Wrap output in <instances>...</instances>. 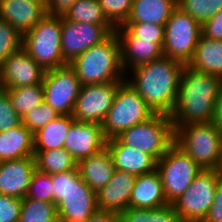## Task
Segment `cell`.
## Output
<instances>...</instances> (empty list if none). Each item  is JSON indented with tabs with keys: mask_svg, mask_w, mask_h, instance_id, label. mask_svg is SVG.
I'll return each mask as SVG.
<instances>
[{
	"mask_svg": "<svg viewBox=\"0 0 222 222\" xmlns=\"http://www.w3.org/2000/svg\"><path fill=\"white\" fill-rule=\"evenodd\" d=\"M222 78L184 66L175 106L169 115L173 128L212 122Z\"/></svg>",
	"mask_w": 222,
	"mask_h": 222,
	"instance_id": "6da1fadb",
	"label": "cell"
},
{
	"mask_svg": "<svg viewBox=\"0 0 222 222\" xmlns=\"http://www.w3.org/2000/svg\"><path fill=\"white\" fill-rule=\"evenodd\" d=\"M183 67L179 61L163 56L130 69L127 72H133V75L130 78L126 73L125 80L154 113L170 115L176 103Z\"/></svg>",
	"mask_w": 222,
	"mask_h": 222,
	"instance_id": "7a4b0ae2",
	"label": "cell"
},
{
	"mask_svg": "<svg viewBox=\"0 0 222 222\" xmlns=\"http://www.w3.org/2000/svg\"><path fill=\"white\" fill-rule=\"evenodd\" d=\"M69 65L74 69L81 85L123 82L126 78L115 31L101 43L74 58Z\"/></svg>",
	"mask_w": 222,
	"mask_h": 222,
	"instance_id": "3957f363",
	"label": "cell"
},
{
	"mask_svg": "<svg viewBox=\"0 0 222 222\" xmlns=\"http://www.w3.org/2000/svg\"><path fill=\"white\" fill-rule=\"evenodd\" d=\"M51 178L59 222H84L98 209L96 193L83 181L78 167Z\"/></svg>",
	"mask_w": 222,
	"mask_h": 222,
	"instance_id": "277c9868",
	"label": "cell"
},
{
	"mask_svg": "<svg viewBox=\"0 0 222 222\" xmlns=\"http://www.w3.org/2000/svg\"><path fill=\"white\" fill-rule=\"evenodd\" d=\"M62 15L46 14L23 35L22 48L44 71L68 64L61 52Z\"/></svg>",
	"mask_w": 222,
	"mask_h": 222,
	"instance_id": "5b68a950",
	"label": "cell"
},
{
	"mask_svg": "<svg viewBox=\"0 0 222 222\" xmlns=\"http://www.w3.org/2000/svg\"><path fill=\"white\" fill-rule=\"evenodd\" d=\"M122 144L161 159L175 143V131L167 114L155 113L148 120L126 129L116 137Z\"/></svg>",
	"mask_w": 222,
	"mask_h": 222,
	"instance_id": "8992f818",
	"label": "cell"
},
{
	"mask_svg": "<svg viewBox=\"0 0 222 222\" xmlns=\"http://www.w3.org/2000/svg\"><path fill=\"white\" fill-rule=\"evenodd\" d=\"M175 144L203 169L217 167L222 133L212 122L192 123L175 127Z\"/></svg>",
	"mask_w": 222,
	"mask_h": 222,
	"instance_id": "52a82bcc",
	"label": "cell"
},
{
	"mask_svg": "<svg viewBox=\"0 0 222 222\" xmlns=\"http://www.w3.org/2000/svg\"><path fill=\"white\" fill-rule=\"evenodd\" d=\"M155 113L137 91L124 80L116 91L111 109L102 123L106 140L116 138L126 129L142 123Z\"/></svg>",
	"mask_w": 222,
	"mask_h": 222,
	"instance_id": "ba28073f",
	"label": "cell"
},
{
	"mask_svg": "<svg viewBox=\"0 0 222 222\" xmlns=\"http://www.w3.org/2000/svg\"><path fill=\"white\" fill-rule=\"evenodd\" d=\"M164 33V56L188 65L202 35L201 24L177 6L164 24Z\"/></svg>",
	"mask_w": 222,
	"mask_h": 222,
	"instance_id": "9c48e42d",
	"label": "cell"
},
{
	"mask_svg": "<svg viewBox=\"0 0 222 222\" xmlns=\"http://www.w3.org/2000/svg\"><path fill=\"white\" fill-rule=\"evenodd\" d=\"M163 192L169 204L182 195L202 171L199 165L175 143L157 161Z\"/></svg>",
	"mask_w": 222,
	"mask_h": 222,
	"instance_id": "30bf717a",
	"label": "cell"
},
{
	"mask_svg": "<svg viewBox=\"0 0 222 222\" xmlns=\"http://www.w3.org/2000/svg\"><path fill=\"white\" fill-rule=\"evenodd\" d=\"M218 175L215 169H203L171 203L177 216L190 222H202L213 204Z\"/></svg>",
	"mask_w": 222,
	"mask_h": 222,
	"instance_id": "8fae6325",
	"label": "cell"
},
{
	"mask_svg": "<svg viewBox=\"0 0 222 222\" xmlns=\"http://www.w3.org/2000/svg\"><path fill=\"white\" fill-rule=\"evenodd\" d=\"M42 86L47 104L59 115H72L81 84L69 64L45 71Z\"/></svg>",
	"mask_w": 222,
	"mask_h": 222,
	"instance_id": "7c38bea8",
	"label": "cell"
},
{
	"mask_svg": "<svg viewBox=\"0 0 222 222\" xmlns=\"http://www.w3.org/2000/svg\"><path fill=\"white\" fill-rule=\"evenodd\" d=\"M122 82L81 85L72 118L78 122L102 125Z\"/></svg>",
	"mask_w": 222,
	"mask_h": 222,
	"instance_id": "4fadbf2b",
	"label": "cell"
},
{
	"mask_svg": "<svg viewBox=\"0 0 222 222\" xmlns=\"http://www.w3.org/2000/svg\"><path fill=\"white\" fill-rule=\"evenodd\" d=\"M115 29L113 25H94L71 21L62 15L61 52L63 59L69 64L81 53L105 40Z\"/></svg>",
	"mask_w": 222,
	"mask_h": 222,
	"instance_id": "5bb4252c",
	"label": "cell"
},
{
	"mask_svg": "<svg viewBox=\"0 0 222 222\" xmlns=\"http://www.w3.org/2000/svg\"><path fill=\"white\" fill-rule=\"evenodd\" d=\"M44 69L23 49L11 54L0 65L2 89L42 84Z\"/></svg>",
	"mask_w": 222,
	"mask_h": 222,
	"instance_id": "9a60e30c",
	"label": "cell"
},
{
	"mask_svg": "<svg viewBox=\"0 0 222 222\" xmlns=\"http://www.w3.org/2000/svg\"><path fill=\"white\" fill-rule=\"evenodd\" d=\"M106 147L102 126L97 123L74 121L69 128L64 148L77 163Z\"/></svg>",
	"mask_w": 222,
	"mask_h": 222,
	"instance_id": "2e32d148",
	"label": "cell"
},
{
	"mask_svg": "<svg viewBox=\"0 0 222 222\" xmlns=\"http://www.w3.org/2000/svg\"><path fill=\"white\" fill-rule=\"evenodd\" d=\"M120 44L121 64L125 73L136 66L160 59L163 43L134 37L124 26L115 29ZM129 68V69H128Z\"/></svg>",
	"mask_w": 222,
	"mask_h": 222,
	"instance_id": "e0dca14e",
	"label": "cell"
},
{
	"mask_svg": "<svg viewBox=\"0 0 222 222\" xmlns=\"http://www.w3.org/2000/svg\"><path fill=\"white\" fill-rule=\"evenodd\" d=\"M35 170L34 156L0 162V193L25 198Z\"/></svg>",
	"mask_w": 222,
	"mask_h": 222,
	"instance_id": "ac0fdd59",
	"label": "cell"
},
{
	"mask_svg": "<svg viewBox=\"0 0 222 222\" xmlns=\"http://www.w3.org/2000/svg\"><path fill=\"white\" fill-rule=\"evenodd\" d=\"M46 0H0V19L8 21L22 36L46 14Z\"/></svg>",
	"mask_w": 222,
	"mask_h": 222,
	"instance_id": "d6986e66",
	"label": "cell"
},
{
	"mask_svg": "<svg viewBox=\"0 0 222 222\" xmlns=\"http://www.w3.org/2000/svg\"><path fill=\"white\" fill-rule=\"evenodd\" d=\"M136 177L129 171L115 170L110 181L96 193L97 208L116 213L127 209Z\"/></svg>",
	"mask_w": 222,
	"mask_h": 222,
	"instance_id": "ffe728a7",
	"label": "cell"
},
{
	"mask_svg": "<svg viewBox=\"0 0 222 222\" xmlns=\"http://www.w3.org/2000/svg\"><path fill=\"white\" fill-rule=\"evenodd\" d=\"M106 147L116 170L129 171L132 175L139 176L156 169L157 161L151 155L132 149L117 138L106 140Z\"/></svg>",
	"mask_w": 222,
	"mask_h": 222,
	"instance_id": "44dd1931",
	"label": "cell"
},
{
	"mask_svg": "<svg viewBox=\"0 0 222 222\" xmlns=\"http://www.w3.org/2000/svg\"><path fill=\"white\" fill-rule=\"evenodd\" d=\"M168 204L163 192L161 177L156 169L136 177L129 198V207L157 209Z\"/></svg>",
	"mask_w": 222,
	"mask_h": 222,
	"instance_id": "7402d4cb",
	"label": "cell"
},
{
	"mask_svg": "<svg viewBox=\"0 0 222 222\" xmlns=\"http://www.w3.org/2000/svg\"><path fill=\"white\" fill-rule=\"evenodd\" d=\"M83 181L95 192H99L112 178L115 167L107 147L78 162Z\"/></svg>",
	"mask_w": 222,
	"mask_h": 222,
	"instance_id": "603a6c76",
	"label": "cell"
},
{
	"mask_svg": "<svg viewBox=\"0 0 222 222\" xmlns=\"http://www.w3.org/2000/svg\"><path fill=\"white\" fill-rule=\"evenodd\" d=\"M34 156V136L23 124L0 132V162Z\"/></svg>",
	"mask_w": 222,
	"mask_h": 222,
	"instance_id": "cb8c5ba5",
	"label": "cell"
},
{
	"mask_svg": "<svg viewBox=\"0 0 222 222\" xmlns=\"http://www.w3.org/2000/svg\"><path fill=\"white\" fill-rule=\"evenodd\" d=\"M188 66L222 78V41L207 39L201 35Z\"/></svg>",
	"mask_w": 222,
	"mask_h": 222,
	"instance_id": "d4e9b609",
	"label": "cell"
},
{
	"mask_svg": "<svg viewBox=\"0 0 222 222\" xmlns=\"http://www.w3.org/2000/svg\"><path fill=\"white\" fill-rule=\"evenodd\" d=\"M176 7L177 0H133L126 22L164 25Z\"/></svg>",
	"mask_w": 222,
	"mask_h": 222,
	"instance_id": "484cf974",
	"label": "cell"
},
{
	"mask_svg": "<svg viewBox=\"0 0 222 222\" xmlns=\"http://www.w3.org/2000/svg\"><path fill=\"white\" fill-rule=\"evenodd\" d=\"M75 120L72 115H59L44 128L33 134L34 151H47L64 147L70 125Z\"/></svg>",
	"mask_w": 222,
	"mask_h": 222,
	"instance_id": "4316f807",
	"label": "cell"
},
{
	"mask_svg": "<svg viewBox=\"0 0 222 222\" xmlns=\"http://www.w3.org/2000/svg\"><path fill=\"white\" fill-rule=\"evenodd\" d=\"M36 170L45 174H59L77 168V161L64 147L34 151Z\"/></svg>",
	"mask_w": 222,
	"mask_h": 222,
	"instance_id": "83f0119b",
	"label": "cell"
},
{
	"mask_svg": "<svg viewBox=\"0 0 222 222\" xmlns=\"http://www.w3.org/2000/svg\"><path fill=\"white\" fill-rule=\"evenodd\" d=\"M3 90L9 95L12 107L21 118L37 108L44 101L42 84Z\"/></svg>",
	"mask_w": 222,
	"mask_h": 222,
	"instance_id": "f1b7e54d",
	"label": "cell"
},
{
	"mask_svg": "<svg viewBox=\"0 0 222 222\" xmlns=\"http://www.w3.org/2000/svg\"><path fill=\"white\" fill-rule=\"evenodd\" d=\"M66 19L94 25H112L103 13L99 0H77L63 14Z\"/></svg>",
	"mask_w": 222,
	"mask_h": 222,
	"instance_id": "f546056e",
	"label": "cell"
},
{
	"mask_svg": "<svg viewBox=\"0 0 222 222\" xmlns=\"http://www.w3.org/2000/svg\"><path fill=\"white\" fill-rule=\"evenodd\" d=\"M19 222H59L54 202L22 199Z\"/></svg>",
	"mask_w": 222,
	"mask_h": 222,
	"instance_id": "4dcf8cb0",
	"label": "cell"
},
{
	"mask_svg": "<svg viewBox=\"0 0 222 222\" xmlns=\"http://www.w3.org/2000/svg\"><path fill=\"white\" fill-rule=\"evenodd\" d=\"M177 6L202 25L222 9V0H177Z\"/></svg>",
	"mask_w": 222,
	"mask_h": 222,
	"instance_id": "1f68e13d",
	"label": "cell"
},
{
	"mask_svg": "<svg viewBox=\"0 0 222 222\" xmlns=\"http://www.w3.org/2000/svg\"><path fill=\"white\" fill-rule=\"evenodd\" d=\"M23 36L6 20L0 19V65L22 48Z\"/></svg>",
	"mask_w": 222,
	"mask_h": 222,
	"instance_id": "d6a6232c",
	"label": "cell"
},
{
	"mask_svg": "<svg viewBox=\"0 0 222 222\" xmlns=\"http://www.w3.org/2000/svg\"><path fill=\"white\" fill-rule=\"evenodd\" d=\"M99 3L107 20L116 28L126 22L133 0H99Z\"/></svg>",
	"mask_w": 222,
	"mask_h": 222,
	"instance_id": "836d02e7",
	"label": "cell"
},
{
	"mask_svg": "<svg viewBox=\"0 0 222 222\" xmlns=\"http://www.w3.org/2000/svg\"><path fill=\"white\" fill-rule=\"evenodd\" d=\"M58 116L59 114L43 101L37 108L22 118V124L34 134Z\"/></svg>",
	"mask_w": 222,
	"mask_h": 222,
	"instance_id": "e575fe53",
	"label": "cell"
},
{
	"mask_svg": "<svg viewBox=\"0 0 222 222\" xmlns=\"http://www.w3.org/2000/svg\"><path fill=\"white\" fill-rule=\"evenodd\" d=\"M53 188L54 184L51 175L35 170L30 181L27 197L53 202Z\"/></svg>",
	"mask_w": 222,
	"mask_h": 222,
	"instance_id": "d590c367",
	"label": "cell"
},
{
	"mask_svg": "<svg viewBox=\"0 0 222 222\" xmlns=\"http://www.w3.org/2000/svg\"><path fill=\"white\" fill-rule=\"evenodd\" d=\"M124 26L134 37L164 43V25L140 22H125Z\"/></svg>",
	"mask_w": 222,
	"mask_h": 222,
	"instance_id": "8d00e7d4",
	"label": "cell"
},
{
	"mask_svg": "<svg viewBox=\"0 0 222 222\" xmlns=\"http://www.w3.org/2000/svg\"><path fill=\"white\" fill-rule=\"evenodd\" d=\"M22 124V118L14 110L9 95L0 90V132L7 131Z\"/></svg>",
	"mask_w": 222,
	"mask_h": 222,
	"instance_id": "74e56055",
	"label": "cell"
},
{
	"mask_svg": "<svg viewBox=\"0 0 222 222\" xmlns=\"http://www.w3.org/2000/svg\"><path fill=\"white\" fill-rule=\"evenodd\" d=\"M22 199L0 193V222H19Z\"/></svg>",
	"mask_w": 222,
	"mask_h": 222,
	"instance_id": "f35d334b",
	"label": "cell"
},
{
	"mask_svg": "<svg viewBox=\"0 0 222 222\" xmlns=\"http://www.w3.org/2000/svg\"><path fill=\"white\" fill-rule=\"evenodd\" d=\"M202 36L222 41V9L201 25Z\"/></svg>",
	"mask_w": 222,
	"mask_h": 222,
	"instance_id": "ab89813d",
	"label": "cell"
},
{
	"mask_svg": "<svg viewBox=\"0 0 222 222\" xmlns=\"http://www.w3.org/2000/svg\"><path fill=\"white\" fill-rule=\"evenodd\" d=\"M202 222H222V175H218L213 204Z\"/></svg>",
	"mask_w": 222,
	"mask_h": 222,
	"instance_id": "60d3db41",
	"label": "cell"
},
{
	"mask_svg": "<svg viewBox=\"0 0 222 222\" xmlns=\"http://www.w3.org/2000/svg\"><path fill=\"white\" fill-rule=\"evenodd\" d=\"M149 209L128 207L118 213V222H148Z\"/></svg>",
	"mask_w": 222,
	"mask_h": 222,
	"instance_id": "b9f144b4",
	"label": "cell"
},
{
	"mask_svg": "<svg viewBox=\"0 0 222 222\" xmlns=\"http://www.w3.org/2000/svg\"><path fill=\"white\" fill-rule=\"evenodd\" d=\"M176 216L173 206L168 204L157 209H149L148 222H171Z\"/></svg>",
	"mask_w": 222,
	"mask_h": 222,
	"instance_id": "7bdbcfd3",
	"label": "cell"
},
{
	"mask_svg": "<svg viewBox=\"0 0 222 222\" xmlns=\"http://www.w3.org/2000/svg\"><path fill=\"white\" fill-rule=\"evenodd\" d=\"M77 0H46L47 14L63 15L64 12Z\"/></svg>",
	"mask_w": 222,
	"mask_h": 222,
	"instance_id": "ee69618b",
	"label": "cell"
},
{
	"mask_svg": "<svg viewBox=\"0 0 222 222\" xmlns=\"http://www.w3.org/2000/svg\"><path fill=\"white\" fill-rule=\"evenodd\" d=\"M84 222H118V213L97 209Z\"/></svg>",
	"mask_w": 222,
	"mask_h": 222,
	"instance_id": "f6af8a7d",
	"label": "cell"
},
{
	"mask_svg": "<svg viewBox=\"0 0 222 222\" xmlns=\"http://www.w3.org/2000/svg\"><path fill=\"white\" fill-rule=\"evenodd\" d=\"M212 123L222 133V86H221L219 94H218V96L215 100L214 114H213Z\"/></svg>",
	"mask_w": 222,
	"mask_h": 222,
	"instance_id": "bcb514c9",
	"label": "cell"
},
{
	"mask_svg": "<svg viewBox=\"0 0 222 222\" xmlns=\"http://www.w3.org/2000/svg\"><path fill=\"white\" fill-rule=\"evenodd\" d=\"M215 170L217 171L218 174L222 175V147H221L219 161H218V164H217V167L215 168Z\"/></svg>",
	"mask_w": 222,
	"mask_h": 222,
	"instance_id": "7dc6e473",
	"label": "cell"
},
{
	"mask_svg": "<svg viewBox=\"0 0 222 222\" xmlns=\"http://www.w3.org/2000/svg\"><path fill=\"white\" fill-rule=\"evenodd\" d=\"M171 222H190V221L184 220L180 216H176Z\"/></svg>",
	"mask_w": 222,
	"mask_h": 222,
	"instance_id": "c3c4849f",
	"label": "cell"
}]
</instances>
